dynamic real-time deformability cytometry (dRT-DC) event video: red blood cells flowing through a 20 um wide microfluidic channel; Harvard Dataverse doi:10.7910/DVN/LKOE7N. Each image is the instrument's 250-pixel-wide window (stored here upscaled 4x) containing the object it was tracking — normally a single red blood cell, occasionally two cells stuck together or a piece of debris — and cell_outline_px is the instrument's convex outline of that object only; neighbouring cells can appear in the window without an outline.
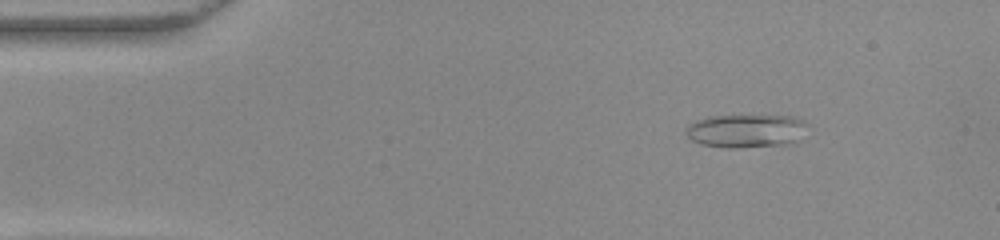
{"species": "common noctule bat (a hibernating species)", "species_latin": "Nyctalus noctula", "temperature_condition": "warm", "stored_images_in_passage": 51, "camera_frame_rate_fps": 3000, "um_per_image_px": 0.085, "animal": {"sex": "female", "body_mass_g": 22.0, "forearm_length_mm": 56.7}, "frame": {"image": 1, "passage_image": 6, "time_ms": 1.667, "image_size_px": [1000, 240], "cell_outline_px": [[808, 124], [800, 140], [792, 144], [732, 148], [728, 148], [700, 144], [692, 140], [688, 136], [688, 124], [696, 120], [712, 116], [792, 116], [804, 120]], "centroid_in_image_um": [63.48, 11.13], "position_along_channel_um": 21.5, "area_um2": 23.64}}
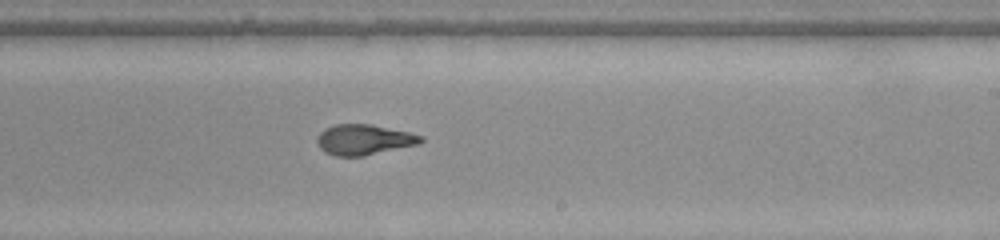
{"frame": {"image": 2, "passage_image": 30, "time_ms": 9.667, "image_size_px": [1000, 240], "cell_outline_px": [[424, 140], [420, 144], [364, 156], [336, 156], [324, 152], [320, 148], [316, 140], [320, 132], [324, 128], [336, 124], [368, 124], [408, 132], [424, 136]], "centroid_in_image_um": [30.93, 11.88], "position_along_channel_um": 258.1, "area_um2": 18.44}}
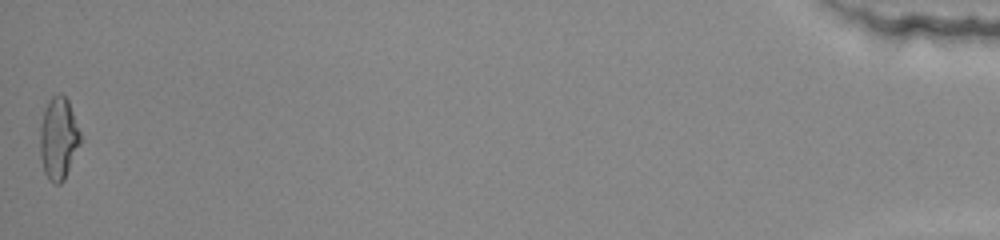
{"frame": {"image": 3, "passage_image": 51, "time_ms": 16.667, "image_size_px": [1000, 240], "cell_outline_px": [[80, 144], [64, 180], [60, 184], [56, 184], [48, 180], [44, 172], [40, 156], [40, 124], [48, 100], [52, 96], [60, 92], [68, 100], [80, 132]], "centroid_in_image_um": [4.96, 11.77], "position_along_channel_um": 430.2, "area_um2": 19.31}, "authors_computed_cell_mechanics": {"area_um2": 18.9006, "velocity_mm_per_s": 3.9043, "shape_relaxation_time_tau1_ms": 6.9108, "shape_relaxation_time_tau2_ms": 1.7944, "deformation_change_tau1": 0.2447, "deformation_change_tau2": 0.0927}}